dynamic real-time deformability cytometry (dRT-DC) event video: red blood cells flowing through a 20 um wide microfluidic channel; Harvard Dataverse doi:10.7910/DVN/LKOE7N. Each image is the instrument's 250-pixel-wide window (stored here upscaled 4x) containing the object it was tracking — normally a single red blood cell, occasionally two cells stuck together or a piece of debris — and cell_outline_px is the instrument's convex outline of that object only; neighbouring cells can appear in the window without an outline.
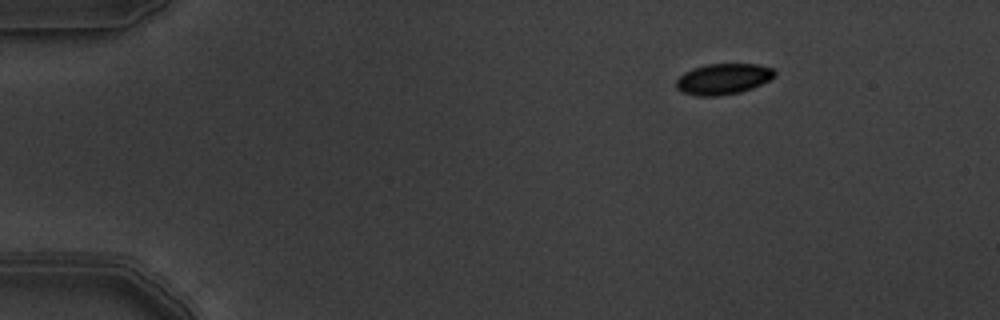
{"species": "common noctule bat (a hibernating species)", "species_latin": "Nyctalus noctula", "temperature_condition": "warm", "stored_images_in_passage": 4, "camera_frame_rate_fps": 3000, "um_per_image_px": 0.085, "animal": {"sex": "male", "body_mass_g": 19.5, "forearm_length_mm": 54.6}, "frame": {"image": 1, "passage_image": 1, "time_ms": 0.0, "image_size_px": [1000, 320], "cell_outline_px": [[776, 76], [752, 88], [740, 92], [716, 96], [696, 96], [680, 92], [676, 88], [676, 80], [684, 72], [692, 68], [708, 64], [756, 64], [772, 68], [776, 72]], "centroid_in_image_um": [61.44, 6.71], "position_along_channel_um": 23.6, "area_um2": 17.74}}
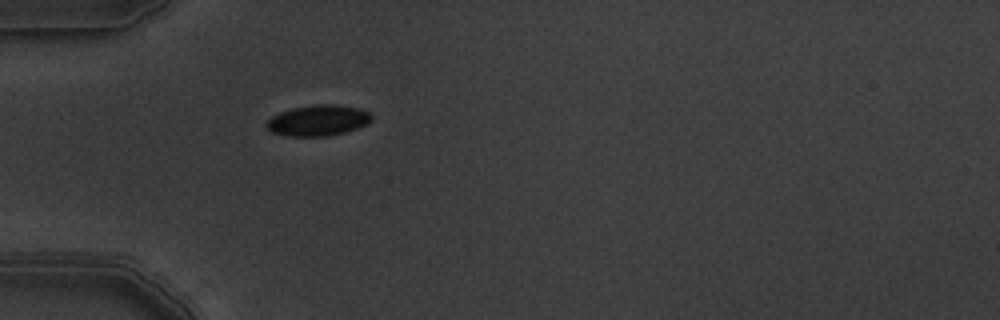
{"frame": {"image": 2, "passage_image": 4, "time_ms": 1.0, "image_size_px": [1000, 320], "cell_outline_px": [[372, 120], [356, 128], [344, 132], [324, 136], [288, 136], [272, 132], [268, 128], [268, 120], [272, 116], [280, 112], [292, 108], [320, 104], [336, 104], [356, 108], [368, 112], [372, 116]], "centroid_in_image_um": [27.02, 10.23], "position_along_channel_um": 58.0, "area_um2": 18.44}}